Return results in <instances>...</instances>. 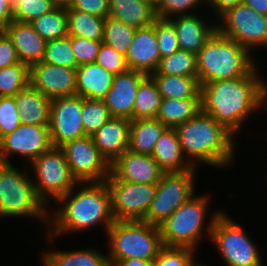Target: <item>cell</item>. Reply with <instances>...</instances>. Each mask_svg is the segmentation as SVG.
<instances>
[{
  "mask_svg": "<svg viewBox=\"0 0 267 266\" xmlns=\"http://www.w3.org/2000/svg\"><path fill=\"white\" fill-rule=\"evenodd\" d=\"M257 74L255 67L247 76L200 84L201 110L235 135L250 113L267 106V84Z\"/></svg>",
  "mask_w": 267,
  "mask_h": 266,
  "instance_id": "1",
  "label": "cell"
},
{
  "mask_svg": "<svg viewBox=\"0 0 267 266\" xmlns=\"http://www.w3.org/2000/svg\"><path fill=\"white\" fill-rule=\"evenodd\" d=\"M77 192L74 187L58 202L62 203L55 212L54 222H51L49 237L60 236L69 232H78L101 224L106 233L115 222L111 211V195L106 181L85 182ZM74 192V194H72Z\"/></svg>",
  "mask_w": 267,
  "mask_h": 266,
  "instance_id": "2",
  "label": "cell"
},
{
  "mask_svg": "<svg viewBox=\"0 0 267 266\" xmlns=\"http://www.w3.org/2000/svg\"><path fill=\"white\" fill-rule=\"evenodd\" d=\"M175 130L182 152L193 167L198 161L215 168L225 167L235 157L234 135L202 110Z\"/></svg>",
  "mask_w": 267,
  "mask_h": 266,
  "instance_id": "3",
  "label": "cell"
},
{
  "mask_svg": "<svg viewBox=\"0 0 267 266\" xmlns=\"http://www.w3.org/2000/svg\"><path fill=\"white\" fill-rule=\"evenodd\" d=\"M250 52L217 30L197 53L200 84L247 76L256 66Z\"/></svg>",
  "mask_w": 267,
  "mask_h": 266,
  "instance_id": "4",
  "label": "cell"
},
{
  "mask_svg": "<svg viewBox=\"0 0 267 266\" xmlns=\"http://www.w3.org/2000/svg\"><path fill=\"white\" fill-rule=\"evenodd\" d=\"M107 235L112 266L123 259L153 261L163 247L159 226L143 220L115 221Z\"/></svg>",
  "mask_w": 267,
  "mask_h": 266,
  "instance_id": "5",
  "label": "cell"
},
{
  "mask_svg": "<svg viewBox=\"0 0 267 266\" xmlns=\"http://www.w3.org/2000/svg\"><path fill=\"white\" fill-rule=\"evenodd\" d=\"M12 164L0 163V216H28L47 220L44 203L38 198L34 181Z\"/></svg>",
  "mask_w": 267,
  "mask_h": 266,
  "instance_id": "6",
  "label": "cell"
},
{
  "mask_svg": "<svg viewBox=\"0 0 267 266\" xmlns=\"http://www.w3.org/2000/svg\"><path fill=\"white\" fill-rule=\"evenodd\" d=\"M208 196H192L159 225L163 246L196 248L202 237Z\"/></svg>",
  "mask_w": 267,
  "mask_h": 266,
  "instance_id": "7",
  "label": "cell"
},
{
  "mask_svg": "<svg viewBox=\"0 0 267 266\" xmlns=\"http://www.w3.org/2000/svg\"><path fill=\"white\" fill-rule=\"evenodd\" d=\"M208 236L228 266H262L260 254L247 234L223 212L211 216Z\"/></svg>",
  "mask_w": 267,
  "mask_h": 266,
  "instance_id": "8",
  "label": "cell"
},
{
  "mask_svg": "<svg viewBox=\"0 0 267 266\" xmlns=\"http://www.w3.org/2000/svg\"><path fill=\"white\" fill-rule=\"evenodd\" d=\"M31 163L37 176L36 183L33 182L35 191L45 206L50 197L58 201L77 183L60 147L52 146Z\"/></svg>",
  "mask_w": 267,
  "mask_h": 266,
  "instance_id": "9",
  "label": "cell"
},
{
  "mask_svg": "<svg viewBox=\"0 0 267 266\" xmlns=\"http://www.w3.org/2000/svg\"><path fill=\"white\" fill-rule=\"evenodd\" d=\"M164 173L156 184V194L143 221L159 226L183 203L195 195V170Z\"/></svg>",
  "mask_w": 267,
  "mask_h": 266,
  "instance_id": "10",
  "label": "cell"
},
{
  "mask_svg": "<svg viewBox=\"0 0 267 266\" xmlns=\"http://www.w3.org/2000/svg\"><path fill=\"white\" fill-rule=\"evenodd\" d=\"M223 24L216 25L217 31L235 40L249 52L253 48L267 45V16L249 6L239 3L221 13Z\"/></svg>",
  "mask_w": 267,
  "mask_h": 266,
  "instance_id": "11",
  "label": "cell"
},
{
  "mask_svg": "<svg viewBox=\"0 0 267 266\" xmlns=\"http://www.w3.org/2000/svg\"><path fill=\"white\" fill-rule=\"evenodd\" d=\"M115 221L143 220L156 194V184L118 180L111 172L106 178Z\"/></svg>",
  "mask_w": 267,
  "mask_h": 266,
  "instance_id": "12",
  "label": "cell"
},
{
  "mask_svg": "<svg viewBox=\"0 0 267 266\" xmlns=\"http://www.w3.org/2000/svg\"><path fill=\"white\" fill-rule=\"evenodd\" d=\"M60 148L78 184L106 181L110 174V164L100 154L91 136L68 141Z\"/></svg>",
  "mask_w": 267,
  "mask_h": 266,
  "instance_id": "13",
  "label": "cell"
},
{
  "mask_svg": "<svg viewBox=\"0 0 267 266\" xmlns=\"http://www.w3.org/2000/svg\"><path fill=\"white\" fill-rule=\"evenodd\" d=\"M82 107L83 97L79 95L51 99L49 134L53 147L86 136Z\"/></svg>",
  "mask_w": 267,
  "mask_h": 266,
  "instance_id": "14",
  "label": "cell"
},
{
  "mask_svg": "<svg viewBox=\"0 0 267 266\" xmlns=\"http://www.w3.org/2000/svg\"><path fill=\"white\" fill-rule=\"evenodd\" d=\"M51 147L49 126L21 124L0 139V163L11 164L12 153L33 162Z\"/></svg>",
  "mask_w": 267,
  "mask_h": 266,
  "instance_id": "15",
  "label": "cell"
},
{
  "mask_svg": "<svg viewBox=\"0 0 267 266\" xmlns=\"http://www.w3.org/2000/svg\"><path fill=\"white\" fill-rule=\"evenodd\" d=\"M30 85L53 99L76 95V68L39 62L30 67Z\"/></svg>",
  "mask_w": 267,
  "mask_h": 266,
  "instance_id": "16",
  "label": "cell"
},
{
  "mask_svg": "<svg viewBox=\"0 0 267 266\" xmlns=\"http://www.w3.org/2000/svg\"><path fill=\"white\" fill-rule=\"evenodd\" d=\"M110 172L118 179L127 182L157 184L164 172L152 155L125 151L111 165Z\"/></svg>",
  "mask_w": 267,
  "mask_h": 266,
  "instance_id": "17",
  "label": "cell"
},
{
  "mask_svg": "<svg viewBox=\"0 0 267 266\" xmlns=\"http://www.w3.org/2000/svg\"><path fill=\"white\" fill-rule=\"evenodd\" d=\"M147 75L135 70L114 75L111 89L103 99L112 117L133 120L135 98L140 82Z\"/></svg>",
  "mask_w": 267,
  "mask_h": 266,
  "instance_id": "18",
  "label": "cell"
},
{
  "mask_svg": "<svg viewBox=\"0 0 267 266\" xmlns=\"http://www.w3.org/2000/svg\"><path fill=\"white\" fill-rule=\"evenodd\" d=\"M125 60L130 70L146 75L156 71L161 57L154 25L136 29Z\"/></svg>",
  "mask_w": 267,
  "mask_h": 266,
  "instance_id": "19",
  "label": "cell"
},
{
  "mask_svg": "<svg viewBox=\"0 0 267 266\" xmlns=\"http://www.w3.org/2000/svg\"><path fill=\"white\" fill-rule=\"evenodd\" d=\"M130 124L128 118L111 117L91 136L94 145L110 165L129 150Z\"/></svg>",
  "mask_w": 267,
  "mask_h": 266,
  "instance_id": "20",
  "label": "cell"
},
{
  "mask_svg": "<svg viewBox=\"0 0 267 266\" xmlns=\"http://www.w3.org/2000/svg\"><path fill=\"white\" fill-rule=\"evenodd\" d=\"M5 33L12 40L20 62L30 68L42 61L47 41L31 23L12 20Z\"/></svg>",
  "mask_w": 267,
  "mask_h": 266,
  "instance_id": "21",
  "label": "cell"
},
{
  "mask_svg": "<svg viewBox=\"0 0 267 266\" xmlns=\"http://www.w3.org/2000/svg\"><path fill=\"white\" fill-rule=\"evenodd\" d=\"M169 20L175 27L180 49L195 54L204 47L207 40L217 30L216 25H207L204 20L194 14L178 15Z\"/></svg>",
  "mask_w": 267,
  "mask_h": 266,
  "instance_id": "22",
  "label": "cell"
},
{
  "mask_svg": "<svg viewBox=\"0 0 267 266\" xmlns=\"http://www.w3.org/2000/svg\"><path fill=\"white\" fill-rule=\"evenodd\" d=\"M184 156L177 131L166 128L156 142L152 157L164 173H180L194 168Z\"/></svg>",
  "mask_w": 267,
  "mask_h": 266,
  "instance_id": "23",
  "label": "cell"
},
{
  "mask_svg": "<svg viewBox=\"0 0 267 266\" xmlns=\"http://www.w3.org/2000/svg\"><path fill=\"white\" fill-rule=\"evenodd\" d=\"M114 74L95 63L76 68V95L83 98L103 100L111 89Z\"/></svg>",
  "mask_w": 267,
  "mask_h": 266,
  "instance_id": "24",
  "label": "cell"
},
{
  "mask_svg": "<svg viewBox=\"0 0 267 266\" xmlns=\"http://www.w3.org/2000/svg\"><path fill=\"white\" fill-rule=\"evenodd\" d=\"M21 124L49 126L51 99L30 84L14 96Z\"/></svg>",
  "mask_w": 267,
  "mask_h": 266,
  "instance_id": "25",
  "label": "cell"
},
{
  "mask_svg": "<svg viewBox=\"0 0 267 266\" xmlns=\"http://www.w3.org/2000/svg\"><path fill=\"white\" fill-rule=\"evenodd\" d=\"M108 16L136 29L153 25L157 18L155 5L148 0H110Z\"/></svg>",
  "mask_w": 267,
  "mask_h": 266,
  "instance_id": "26",
  "label": "cell"
},
{
  "mask_svg": "<svg viewBox=\"0 0 267 266\" xmlns=\"http://www.w3.org/2000/svg\"><path fill=\"white\" fill-rule=\"evenodd\" d=\"M166 128L157 118L131 120L129 150L152 155L157 140Z\"/></svg>",
  "mask_w": 267,
  "mask_h": 266,
  "instance_id": "27",
  "label": "cell"
},
{
  "mask_svg": "<svg viewBox=\"0 0 267 266\" xmlns=\"http://www.w3.org/2000/svg\"><path fill=\"white\" fill-rule=\"evenodd\" d=\"M162 99H201L198 77L151 74Z\"/></svg>",
  "mask_w": 267,
  "mask_h": 266,
  "instance_id": "28",
  "label": "cell"
},
{
  "mask_svg": "<svg viewBox=\"0 0 267 266\" xmlns=\"http://www.w3.org/2000/svg\"><path fill=\"white\" fill-rule=\"evenodd\" d=\"M43 266H112L108 256L90 249L76 251H47Z\"/></svg>",
  "mask_w": 267,
  "mask_h": 266,
  "instance_id": "29",
  "label": "cell"
},
{
  "mask_svg": "<svg viewBox=\"0 0 267 266\" xmlns=\"http://www.w3.org/2000/svg\"><path fill=\"white\" fill-rule=\"evenodd\" d=\"M201 110V99H162L156 118L167 128H176Z\"/></svg>",
  "mask_w": 267,
  "mask_h": 266,
  "instance_id": "30",
  "label": "cell"
},
{
  "mask_svg": "<svg viewBox=\"0 0 267 266\" xmlns=\"http://www.w3.org/2000/svg\"><path fill=\"white\" fill-rule=\"evenodd\" d=\"M68 34L89 40L103 41L105 19L67 7Z\"/></svg>",
  "mask_w": 267,
  "mask_h": 266,
  "instance_id": "31",
  "label": "cell"
},
{
  "mask_svg": "<svg viewBox=\"0 0 267 266\" xmlns=\"http://www.w3.org/2000/svg\"><path fill=\"white\" fill-rule=\"evenodd\" d=\"M162 97L154 79L147 75L139 84L133 109V120L156 118Z\"/></svg>",
  "mask_w": 267,
  "mask_h": 266,
  "instance_id": "32",
  "label": "cell"
},
{
  "mask_svg": "<svg viewBox=\"0 0 267 266\" xmlns=\"http://www.w3.org/2000/svg\"><path fill=\"white\" fill-rule=\"evenodd\" d=\"M34 30L45 40L52 41L68 36L67 8L56 7L31 22Z\"/></svg>",
  "mask_w": 267,
  "mask_h": 266,
  "instance_id": "33",
  "label": "cell"
},
{
  "mask_svg": "<svg viewBox=\"0 0 267 266\" xmlns=\"http://www.w3.org/2000/svg\"><path fill=\"white\" fill-rule=\"evenodd\" d=\"M152 74L197 77V54L179 49L162 58Z\"/></svg>",
  "mask_w": 267,
  "mask_h": 266,
  "instance_id": "34",
  "label": "cell"
},
{
  "mask_svg": "<svg viewBox=\"0 0 267 266\" xmlns=\"http://www.w3.org/2000/svg\"><path fill=\"white\" fill-rule=\"evenodd\" d=\"M135 31L136 28L108 16L105 18L102 42L126 56L133 41Z\"/></svg>",
  "mask_w": 267,
  "mask_h": 266,
  "instance_id": "35",
  "label": "cell"
},
{
  "mask_svg": "<svg viewBox=\"0 0 267 266\" xmlns=\"http://www.w3.org/2000/svg\"><path fill=\"white\" fill-rule=\"evenodd\" d=\"M30 68L19 62L0 69V96H15L30 84Z\"/></svg>",
  "mask_w": 267,
  "mask_h": 266,
  "instance_id": "36",
  "label": "cell"
},
{
  "mask_svg": "<svg viewBox=\"0 0 267 266\" xmlns=\"http://www.w3.org/2000/svg\"><path fill=\"white\" fill-rule=\"evenodd\" d=\"M41 62L77 68V60L71 45V36L57 38L46 43L44 56Z\"/></svg>",
  "mask_w": 267,
  "mask_h": 266,
  "instance_id": "37",
  "label": "cell"
},
{
  "mask_svg": "<svg viewBox=\"0 0 267 266\" xmlns=\"http://www.w3.org/2000/svg\"><path fill=\"white\" fill-rule=\"evenodd\" d=\"M111 117L104 100L83 98L82 122L87 136L95 134Z\"/></svg>",
  "mask_w": 267,
  "mask_h": 266,
  "instance_id": "38",
  "label": "cell"
},
{
  "mask_svg": "<svg viewBox=\"0 0 267 266\" xmlns=\"http://www.w3.org/2000/svg\"><path fill=\"white\" fill-rule=\"evenodd\" d=\"M13 20L31 23L40 16L51 12L57 6L55 0H10Z\"/></svg>",
  "mask_w": 267,
  "mask_h": 266,
  "instance_id": "39",
  "label": "cell"
},
{
  "mask_svg": "<svg viewBox=\"0 0 267 266\" xmlns=\"http://www.w3.org/2000/svg\"><path fill=\"white\" fill-rule=\"evenodd\" d=\"M153 25L161 59L180 49L175 27L169 19L156 18Z\"/></svg>",
  "mask_w": 267,
  "mask_h": 266,
  "instance_id": "40",
  "label": "cell"
},
{
  "mask_svg": "<svg viewBox=\"0 0 267 266\" xmlns=\"http://www.w3.org/2000/svg\"><path fill=\"white\" fill-rule=\"evenodd\" d=\"M194 249L187 247L163 246L152 266H196L194 260Z\"/></svg>",
  "mask_w": 267,
  "mask_h": 266,
  "instance_id": "41",
  "label": "cell"
},
{
  "mask_svg": "<svg viewBox=\"0 0 267 266\" xmlns=\"http://www.w3.org/2000/svg\"><path fill=\"white\" fill-rule=\"evenodd\" d=\"M20 125L14 96H0V139Z\"/></svg>",
  "mask_w": 267,
  "mask_h": 266,
  "instance_id": "42",
  "label": "cell"
},
{
  "mask_svg": "<svg viewBox=\"0 0 267 266\" xmlns=\"http://www.w3.org/2000/svg\"><path fill=\"white\" fill-rule=\"evenodd\" d=\"M159 0L155 5V14L157 18L170 19L171 16L191 15L189 9L197 8L200 2L206 3V0ZM189 12V13H186ZM177 14V15H176ZM174 15V16H173Z\"/></svg>",
  "mask_w": 267,
  "mask_h": 266,
  "instance_id": "43",
  "label": "cell"
},
{
  "mask_svg": "<svg viewBox=\"0 0 267 266\" xmlns=\"http://www.w3.org/2000/svg\"><path fill=\"white\" fill-rule=\"evenodd\" d=\"M96 63L114 75L128 70L125 56L105 43H101Z\"/></svg>",
  "mask_w": 267,
  "mask_h": 266,
  "instance_id": "44",
  "label": "cell"
},
{
  "mask_svg": "<svg viewBox=\"0 0 267 266\" xmlns=\"http://www.w3.org/2000/svg\"><path fill=\"white\" fill-rule=\"evenodd\" d=\"M100 41L89 40L78 36H71V45L79 65L95 63L101 46Z\"/></svg>",
  "mask_w": 267,
  "mask_h": 266,
  "instance_id": "45",
  "label": "cell"
},
{
  "mask_svg": "<svg viewBox=\"0 0 267 266\" xmlns=\"http://www.w3.org/2000/svg\"><path fill=\"white\" fill-rule=\"evenodd\" d=\"M70 8L105 19L109 15L110 0H75Z\"/></svg>",
  "mask_w": 267,
  "mask_h": 266,
  "instance_id": "46",
  "label": "cell"
},
{
  "mask_svg": "<svg viewBox=\"0 0 267 266\" xmlns=\"http://www.w3.org/2000/svg\"><path fill=\"white\" fill-rule=\"evenodd\" d=\"M16 48L6 33H0V69L19 63Z\"/></svg>",
  "mask_w": 267,
  "mask_h": 266,
  "instance_id": "47",
  "label": "cell"
},
{
  "mask_svg": "<svg viewBox=\"0 0 267 266\" xmlns=\"http://www.w3.org/2000/svg\"><path fill=\"white\" fill-rule=\"evenodd\" d=\"M13 20V7L10 0H0V33H5Z\"/></svg>",
  "mask_w": 267,
  "mask_h": 266,
  "instance_id": "48",
  "label": "cell"
},
{
  "mask_svg": "<svg viewBox=\"0 0 267 266\" xmlns=\"http://www.w3.org/2000/svg\"><path fill=\"white\" fill-rule=\"evenodd\" d=\"M206 2H207L206 4L209 3L211 7L213 6V9L216 10V13L220 15L228 8L236 6L239 3H242V0H206Z\"/></svg>",
  "mask_w": 267,
  "mask_h": 266,
  "instance_id": "49",
  "label": "cell"
},
{
  "mask_svg": "<svg viewBox=\"0 0 267 266\" xmlns=\"http://www.w3.org/2000/svg\"><path fill=\"white\" fill-rule=\"evenodd\" d=\"M242 3L267 16V0H242Z\"/></svg>",
  "mask_w": 267,
  "mask_h": 266,
  "instance_id": "50",
  "label": "cell"
},
{
  "mask_svg": "<svg viewBox=\"0 0 267 266\" xmlns=\"http://www.w3.org/2000/svg\"><path fill=\"white\" fill-rule=\"evenodd\" d=\"M153 261L142 259H123L118 260L113 266H152Z\"/></svg>",
  "mask_w": 267,
  "mask_h": 266,
  "instance_id": "51",
  "label": "cell"
},
{
  "mask_svg": "<svg viewBox=\"0 0 267 266\" xmlns=\"http://www.w3.org/2000/svg\"><path fill=\"white\" fill-rule=\"evenodd\" d=\"M75 0H55L56 6L58 7H70Z\"/></svg>",
  "mask_w": 267,
  "mask_h": 266,
  "instance_id": "52",
  "label": "cell"
},
{
  "mask_svg": "<svg viewBox=\"0 0 267 266\" xmlns=\"http://www.w3.org/2000/svg\"><path fill=\"white\" fill-rule=\"evenodd\" d=\"M148 1L151 2L153 5H156L159 2V0H148Z\"/></svg>",
  "mask_w": 267,
  "mask_h": 266,
  "instance_id": "53",
  "label": "cell"
},
{
  "mask_svg": "<svg viewBox=\"0 0 267 266\" xmlns=\"http://www.w3.org/2000/svg\"><path fill=\"white\" fill-rule=\"evenodd\" d=\"M196 266H205V265H203V264H198V263H197V265H196Z\"/></svg>",
  "mask_w": 267,
  "mask_h": 266,
  "instance_id": "54",
  "label": "cell"
}]
</instances>
